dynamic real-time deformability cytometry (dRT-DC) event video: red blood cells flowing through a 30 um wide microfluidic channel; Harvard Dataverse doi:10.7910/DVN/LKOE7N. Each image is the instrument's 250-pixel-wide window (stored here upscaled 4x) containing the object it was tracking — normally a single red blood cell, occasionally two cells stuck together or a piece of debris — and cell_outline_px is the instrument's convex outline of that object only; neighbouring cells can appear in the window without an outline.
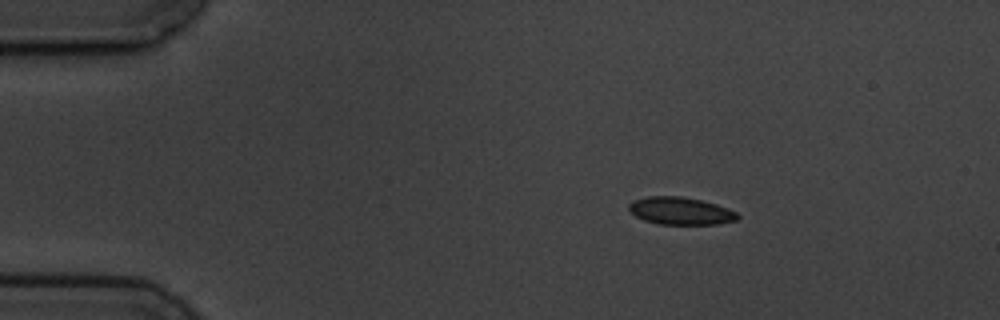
{"species": "common noctule bat (a hibernating species)", "species_latin": "Nyctalus noctula", "temperature_condition": "cold", "stored_images_in_passage": 3, "camera_frame_rate_fps": 3000, "um_per_image_px": 0.085, "animal": {"sex": "male", "body_mass_g": 19.5, "forearm_length_mm": 54.6}, "frame": {"image": 1, "passage_image": 1, "time_ms": 0.0, "image_size_px": [1000, 320], "cell_outline_px": [[740, 216], [736, 220], [716, 224], [660, 224], [644, 220], [636, 216], [628, 208], [628, 204], [632, 200], [648, 196], [680, 196], [700, 200], [716, 204], [728, 208], [736, 212]], "centroid_in_image_um": [57.83, 17.92], "position_along_channel_um": 27.2, "area_um2": 17.34}}